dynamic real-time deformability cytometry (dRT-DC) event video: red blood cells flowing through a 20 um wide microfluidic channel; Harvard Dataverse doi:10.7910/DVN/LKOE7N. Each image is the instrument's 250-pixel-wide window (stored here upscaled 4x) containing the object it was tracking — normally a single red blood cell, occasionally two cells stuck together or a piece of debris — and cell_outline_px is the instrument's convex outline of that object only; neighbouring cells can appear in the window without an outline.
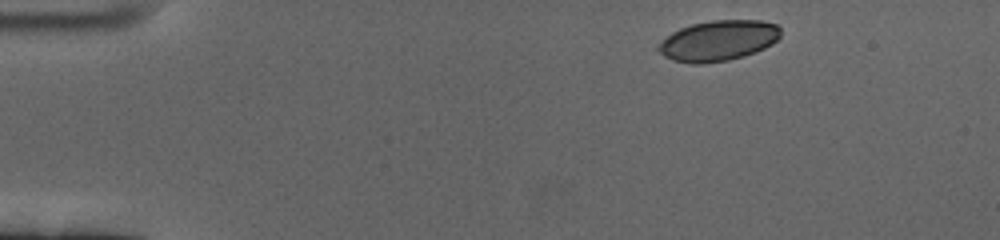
{"species": "human", "species_latin": "Homo sapiens", "temperature_condition": "cold", "stored_images_in_passage": 53, "camera_frame_rate_fps": 3000, "um_per_image_px": 0.085, "donor": {"sex": "female"}, "frame": {"image": 1, "passage_image": 1, "time_ms": 0.0, "image_size_px": [1000, 240], "cell_outline_px": [[780, 36], [772, 44], [764, 48], [744, 56], [728, 60], [704, 64], [692, 64], [672, 60], [664, 56], [656, 48], [656, 44], [672, 32], [680, 28], [692, 24], [712, 20], [760, 20], [776, 24], [780, 28]], "centroid_in_image_um": [61.02, 3.46], "position_along_channel_um": 24.0, "area_um2": 29.02}}
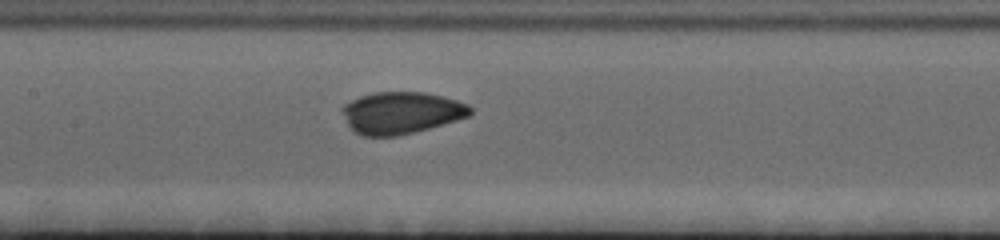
{"frame": {"image": 2, "passage_image": 22, "time_ms": 7.0, "image_size_px": [1000, 240], "cell_outline_px": [[472, 112], [468, 116], [456, 120], [428, 128], [396, 136], [360, 136], [348, 124], [340, 112], [340, 108], [344, 104], [360, 96], [376, 92], [424, 92], [456, 100], [468, 104], [472, 108]], "centroid_in_image_um": [34.07, 9.58], "position_along_channel_um": 173.3, "area_um2": 31.1}}
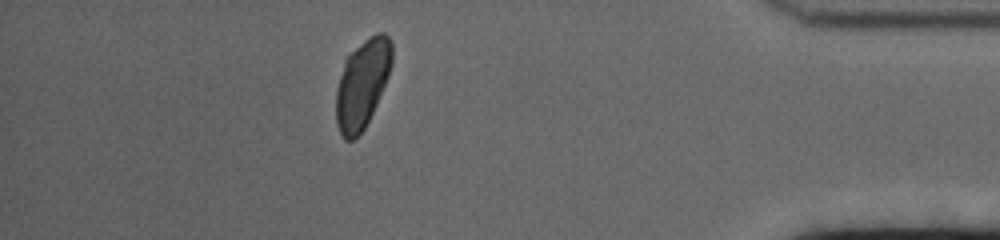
{"frame": {"image": 3, "passage_image": 46, "time_ms": 15.0, "image_size_px": [1000, 240], "cell_outline_px": [[392, 64], [388, 76], [376, 104], [364, 128], [352, 140], [344, 140], [336, 124], [336, 92], [344, 60], [364, 40], [376, 32], [384, 32], [392, 40]], "centroid_in_image_um": [30.8, 7.1], "position_along_channel_um": 404.4, "area_um2": 28.55}, "authors_computed_cell_mechanics": {"area_um2": 30.2872, "velocity_mm_per_s": 3.3808, "shape_relaxation_time_tau1_ms": 3.2837, "shape_relaxation_time_tau2_ms": 1.0389, "deformation_change_tau1": 0.1441, "deformation_change_tau2": 0.0541}}